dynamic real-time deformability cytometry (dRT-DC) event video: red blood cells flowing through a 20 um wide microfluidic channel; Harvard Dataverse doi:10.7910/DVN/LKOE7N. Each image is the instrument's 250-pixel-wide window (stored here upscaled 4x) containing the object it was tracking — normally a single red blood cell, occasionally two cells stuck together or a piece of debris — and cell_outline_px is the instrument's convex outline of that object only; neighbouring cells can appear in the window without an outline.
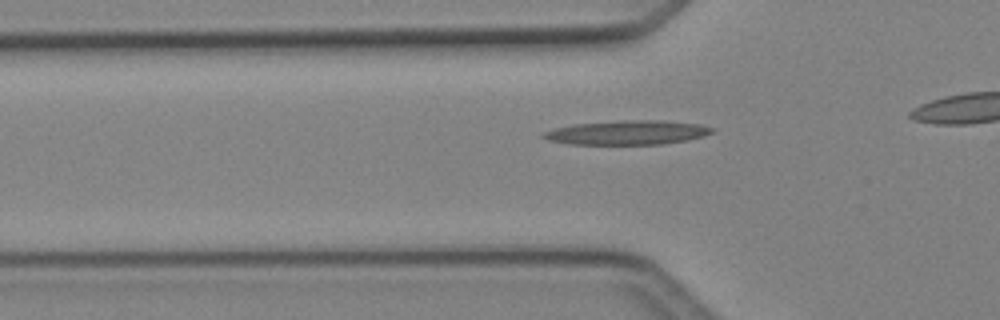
{"species": "Egyptian fruit bat (a non-hibernating species)", "species_latin": "Rousettus aegyptiacus", "temperature_condition": "cold", "stored_images_in_passage": 34, "camera_frame_rate_fps": 3000, "um_per_image_px": 0.085, "animal": {"sex": "female"}, "frame": {"image": 1, "passage_image": 11, "time_ms": 3.333, "image_size_px": [1000, 320], "cell_outline_px": [[716, 128], [712, 132], [704, 136], [688, 140], [664, 144], [568, 144], [548, 140], [540, 136], [544, 132], [556, 128], [576, 124], [620, 120], [664, 120], [700, 124]], "centroid_in_image_um": [53.37, 11.26], "position_along_channel_um": 72.4, "area_um2": 23.87}}
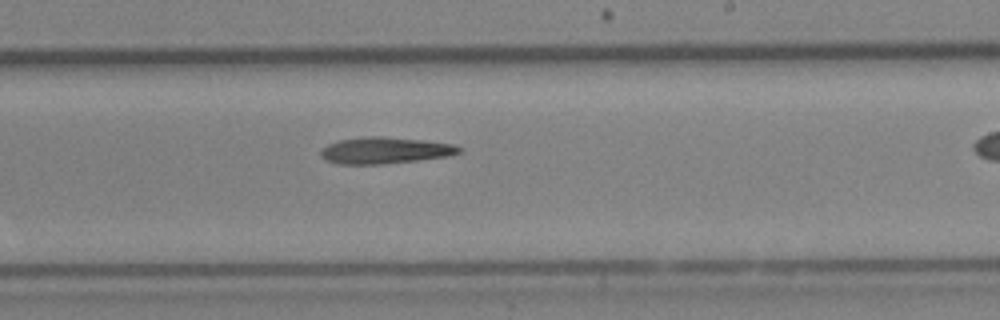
{"frame": {"image": 2, "passage_image": 24, "time_ms": 7.667, "image_size_px": [1000, 320], "cell_outline_px": [[464, 148], [460, 152], [448, 156], [384, 164], [340, 164], [328, 160], [320, 156], [320, 152], [328, 144], [340, 140], [368, 136], [380, 136], [420, 140], [452, 144]], "centroid_in_image_um": [32.73, 12.79], "position_along_channel_um": 256.3, "area_um2": 21.04}}
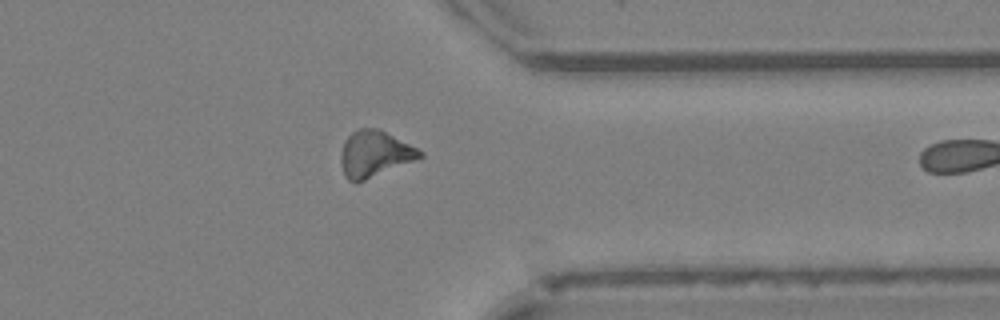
{"frame": {"image": 3, "passage_image": 33, "time_ms": 10.667, "image_size_px": [1000, 320], "cell_outline_px": [[424, 156], [420, 160], [364, 180], [348, 180], [344, 176], [340, 164], [340, 152], [344, 140], [352, 132], [360, 128], [380, 128], [424, 152]], "centroid_in_image_um": [31.86, 13.07], "position_along_channel_um": 379.5, "area_um2": 21.62}}